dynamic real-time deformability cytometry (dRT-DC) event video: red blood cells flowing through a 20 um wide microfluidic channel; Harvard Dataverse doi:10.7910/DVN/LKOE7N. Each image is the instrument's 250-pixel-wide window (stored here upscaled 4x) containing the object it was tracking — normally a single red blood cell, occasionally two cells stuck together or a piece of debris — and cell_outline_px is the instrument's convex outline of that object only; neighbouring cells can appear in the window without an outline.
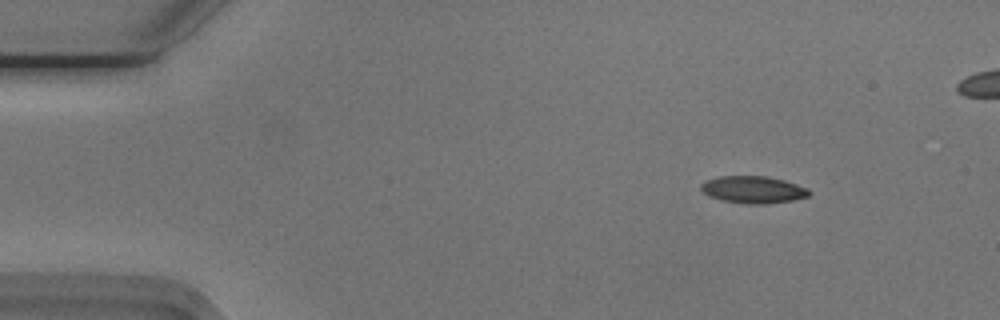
{"species": "Egyptian fruit bat (a non-hibernating species)", "species_latin": "Rousettus aegyptiacus", "temperature_condition": "cold", "stored_images_in_passage": 45, "camera_frame_rate_fps": 3000, "um_per_image_px": 0.085, "animal": {"sex": "male"}, "frame": {"image": 1, "passage_image": 1, "time_ms": 0.0, "image_size_px": [1000, 320], "cell_outline_px": [[812, 192], [808, 196], [792, 200], [764, 204], [748, 204], [720, 200], [708, 196], [700, 188], [700, 184], [704, 180], [716, 176], [768, 176], [784, 180], [808, 188]], "centroid_in_image_um": [63.99, 16.11], "position_along_channel_um": 21.0, "area_um2": 17.28}}
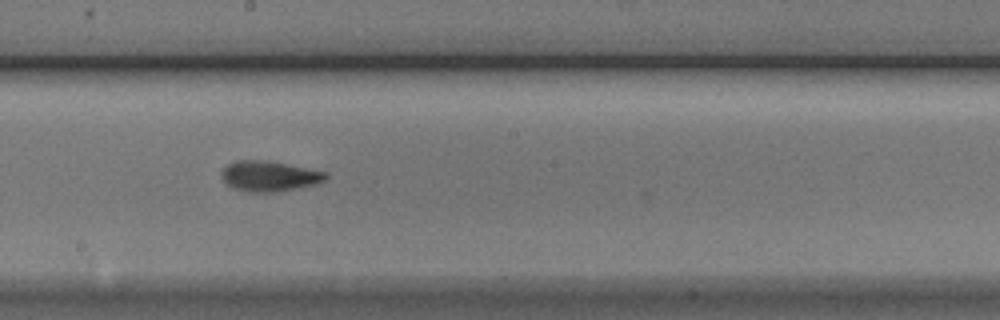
{"frame": {"image": 2, "passage_image": 24, "time_ms": 7.667, "image_size_px": [1000, 320], "cell_outline_px": [[328, 176], [324, 180], [316, 184], [276, 192], [248, 192], [232, 188], [220, 176], [220, 172], [228, 164], [236, 160], [268, 160], [328, 172]], "centroid_in_image_um": [22.88, 14.96], "position_along_channel_um": 225.3, "area_um2": 18.55}}
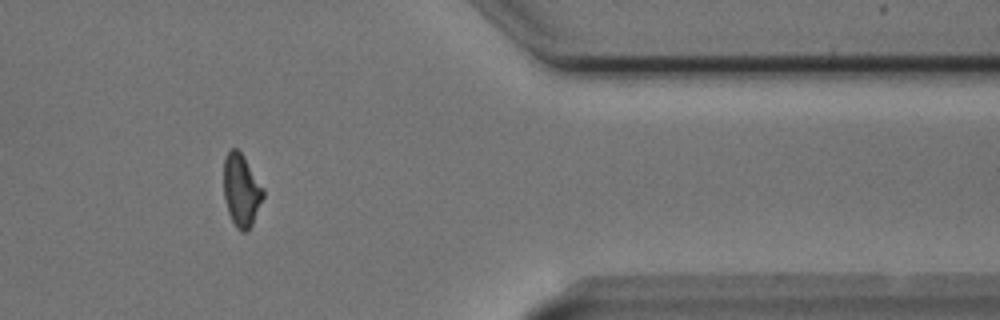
{"frame": {"image": 3, "passage_image": 39, "time_ms": 12.667, "image_size_px": [1000, 320], "cell_outline_px": [[264, 196], [252, 224], [248, 232], [240, 232], [236, 228], [228, 212], [224, 200], [224, 160], [228, 152], [232, 148], [236, 148], [244, 156], [264, 188]], "centroid_in_image_um": [20.52, 16.19], "position_along_channel_um": 390.9, "area_um2": 16.76}}